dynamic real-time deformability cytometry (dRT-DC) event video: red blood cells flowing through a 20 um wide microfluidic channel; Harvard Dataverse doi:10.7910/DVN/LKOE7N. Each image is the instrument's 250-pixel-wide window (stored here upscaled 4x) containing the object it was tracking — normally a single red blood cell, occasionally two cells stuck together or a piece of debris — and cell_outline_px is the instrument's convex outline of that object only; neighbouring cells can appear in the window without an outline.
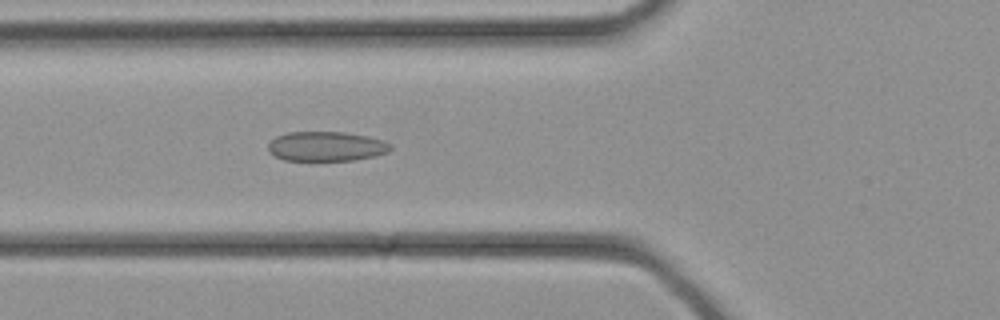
{"species": "common noctule bat (a hibernating species)", "species_latin": "Nyctalus noctula", "temperature_condition": "cold", "stored_images_in_passage": 28, "camera_frame_rate_fps": 3000, "um_per_image_px": 0.085, "animal": {"sex": "female", "body_mass_g": 21.9}, "frame": {"image": 1, "passage_image": 7, "time_ms": 2.0, "image_size_px": [1000, 320], "cell_outline_px": [[392, 148], [388, 152], [376, 156], [356, 160], [284, 160], [268, 152], [268, 144], [276, 136], [288, 132], [344, 132], [368, 136], [384, 140], [392, 144]], "centroid_in_image_um": [27.77, 12.44], "position_along_channel_um": 98.0, "area_um2": 21.27}}
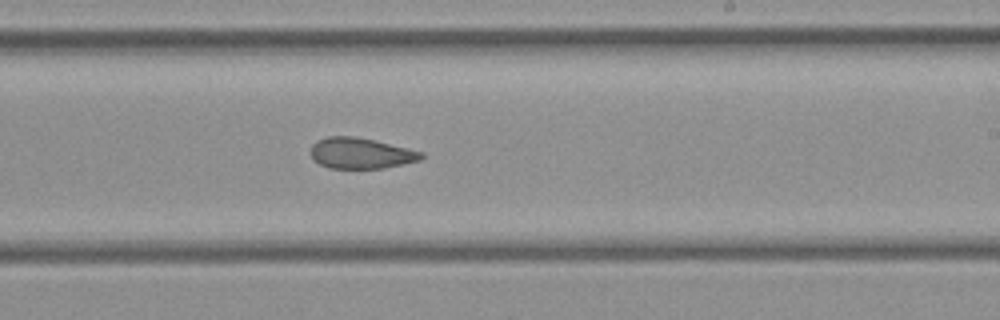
{"frame": {"image": 2, "passage_image": 15, "time_ms": 4.667, "image_size_px": [1000, 320], "cell_outline_px": [[424, 156], [420, 160], [404, 164], [384, 168], [328, 168], [312, 160], [312, 144], [316, 140], [328, 136], [356, 136], [408, 148], [424, 152]], "centroid_in_image_um": [30.67, 13.02], "position_along_channel_um": 258.3, "area_um2": 19.94}}
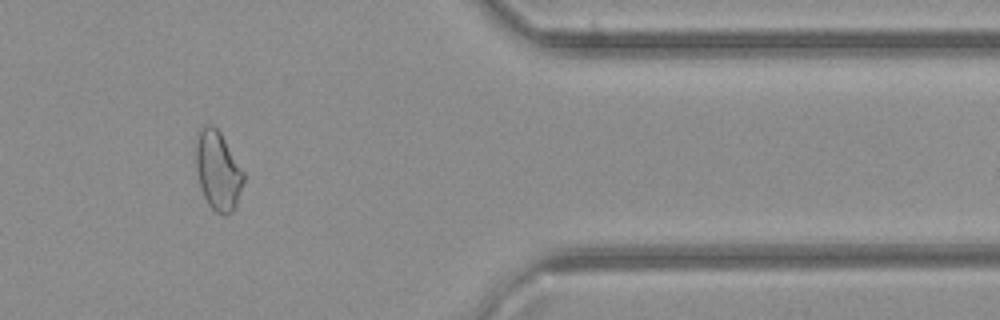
{"frame": {"image": 3, "passage_image": 23, "time_ms": 7.333, "image_size_px": [1000, 320], "cell_outline_px": [[244, 180], [236, 208], [232, 212], [224, 216], [216, 212], [208, 204], [204, 196], [200, 184], [196, 168], [196, 136], [200, 124], [212, 124], [220, 132], [244, 172]], "centroid_in_image_um": [18.52, 14.49], "position_along_channel_um": 392.9, "area_um2": 22.14}}